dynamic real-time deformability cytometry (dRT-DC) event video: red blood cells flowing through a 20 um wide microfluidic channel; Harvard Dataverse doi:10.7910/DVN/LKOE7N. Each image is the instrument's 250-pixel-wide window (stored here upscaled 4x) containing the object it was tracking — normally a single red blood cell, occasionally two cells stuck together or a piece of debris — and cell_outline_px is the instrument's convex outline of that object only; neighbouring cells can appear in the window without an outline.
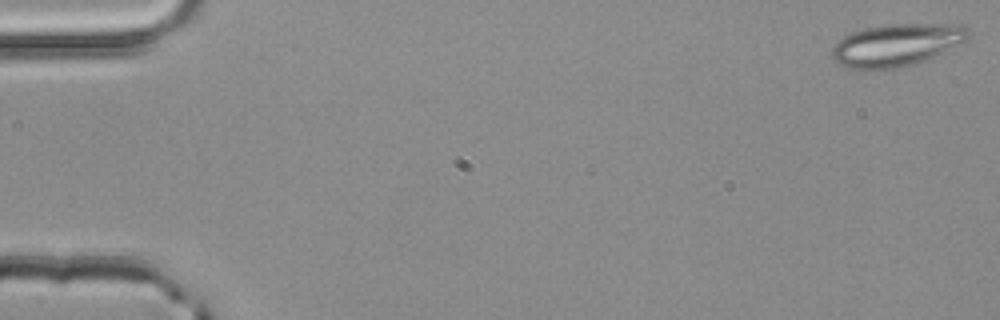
{"species": "common noctule bat (a hibernating species)", "species_latin": "Nyctalus noctula", "temperature_condition": "room temperature", "stored_images_in_passage": 10, "camera_frame_rate_fps": 3000, "um_per_image_px": 0.085, "animal": {"sex": "male", "body_mass_g": 20.4}, "frame": {"image": 1, "passage_image": 1, "time_ms": 0.0, "image_size_px": [1000, 320], "cell_outline_px": [[972, 36], [968, 40], [960, 44], [916, 64], [896, 68], [864, 72], [848, 68], [832, 60], [832, 48], [844, 36], [852, 32], [864, 28], [884, 24], [944, 24], [968, 28], [972, 32]], "centroid_in_image_um": [76.18, 3.85], "position_along_channel_um": 8.8, "area_um2": 34.16}}